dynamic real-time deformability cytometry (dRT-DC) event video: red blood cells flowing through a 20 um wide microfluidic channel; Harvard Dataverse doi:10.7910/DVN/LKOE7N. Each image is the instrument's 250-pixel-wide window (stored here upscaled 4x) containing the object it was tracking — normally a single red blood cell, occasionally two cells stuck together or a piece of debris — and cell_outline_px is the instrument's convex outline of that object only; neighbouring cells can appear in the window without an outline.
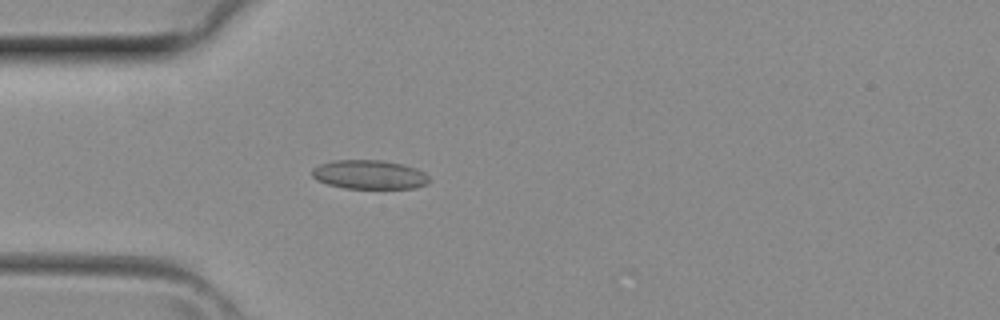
{"species": "common noctule bat (a hibernating species)", "species_latin": "Nyctalus noctula", "temperature_condition": "room temperature", "stored_images_in_passage": 4, "camera_frame_rate_fps": 3000, "um_per_image_px": 0.085, "animal": {"sex": "female", "body_mass_g": 29.2, "forearm_length_mm": 56.3}, "frame": {"image": 1, "passage_image": 4, "time_ms": 1.0, "image_size_px": [1000, 320], "cell_outline_px": [[428, 184], [416, 188], [344, 188], [328, 184], [316, 180], [312, 176], [312, 168], [320, 164], [332, 160], [380, 160], [400, 164], [416, 168], [424, 172], [428, 176]], "centroid_in_image_um": [31.37, 14.84], "position_along_channel_um": 53.6, "area_um2": 19.77}}